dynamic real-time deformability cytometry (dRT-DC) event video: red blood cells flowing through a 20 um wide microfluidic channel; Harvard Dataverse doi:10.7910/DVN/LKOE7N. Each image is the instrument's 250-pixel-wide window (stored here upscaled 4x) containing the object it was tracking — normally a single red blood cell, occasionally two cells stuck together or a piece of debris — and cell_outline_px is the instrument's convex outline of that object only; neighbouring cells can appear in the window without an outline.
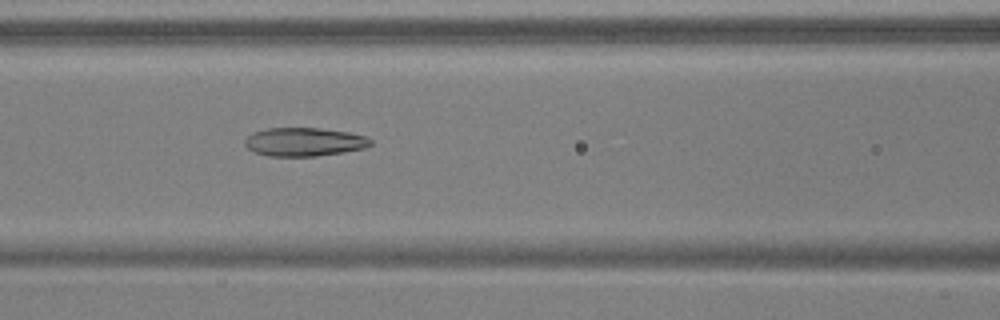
{"species": "common noctule bat (a hibernating species)", "species_latin": "Nyctalus noctula", "temperature_condition": "warm", "stored_images_in_passage": 53, "camera_frame_rate_fps": 3000, "um_per_image_px": 0.085, "animal": {"sex": "male", "body_mass_g": 17.9, "forearm_length_mm": 54.2}, "frame": {"image": 1, "passage_image": 23, "time_ms": 7.333, "image_size_px": [1000, 320], "cell_outline_px": [[372, 144], [364, 148], [316, 156], [268, 156], [252, 152], [244, 144], [244, 140], [248, 136], [256, 132], [268, 128], [320, 128], [348, 132], [364, 136], [372, 140]], "centroid_in_image_um": [25.83, 12.06], "position_along_channel_um": 140.8, "area_um2": 20.75}}
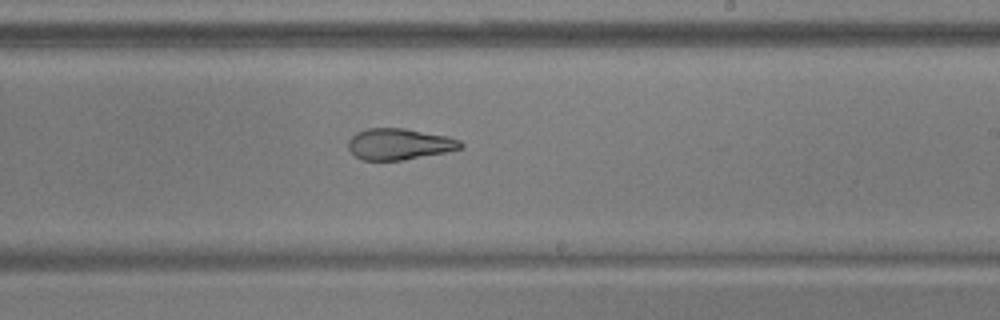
{"frame": {"image": 2, "passage_image": 32, "time_ms": 10.333, "image_size_px": [1000, 320], "cell_outline_px": [[464, 148], [404, 160], [364, 160], [356, 156], [348, 148], [348, 140], [356, 132], [368, 128], [404, 128], [448, 136], [460, 140], [464, 144]], "centroid_in_image_um": [33.95, 12.24], "position_along_channel_um": 255.0, "area_um2": 20.46}}
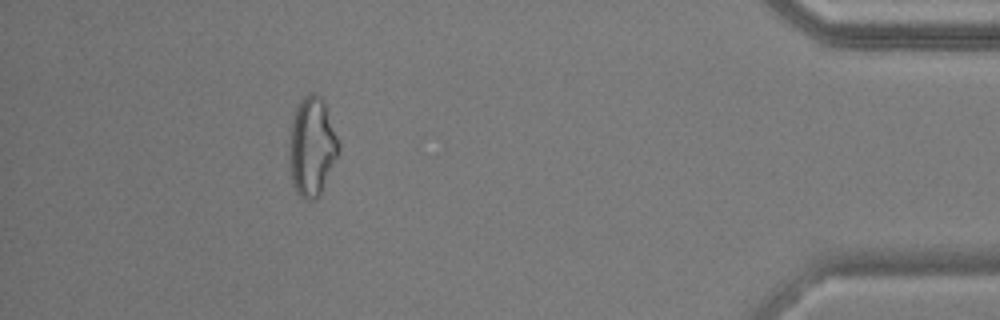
{"frame": {"image": 3, "passage_image": 48, "time_ms": 15.667, "image_size_px": [1000, 320], "cell_outline_px": [[340, 148], [320, 196], [312, 200], [304, 200], [296, 192], [292, 184], [288, 160], [288, 156], [292, 120], [296, 108], [300, 100], [308, 92], [316, 92], [324, 100], [340, 144]], "centroid_in_image_um": [26.5, 12.47], "position_along_channel_um": 408.7, "area_um2": 28.78}, "authors_computed_cell_mechanics": {"area_um2": 24.854, "velocity_mm_per_s": 3.8133, "shape_relaxation_time_tau1_ms": null, "shape_relaxation_time_tau2_ms": 1.8166, "deformation_change_tau1": null, "deformation_change_tau2": 0.0889}}